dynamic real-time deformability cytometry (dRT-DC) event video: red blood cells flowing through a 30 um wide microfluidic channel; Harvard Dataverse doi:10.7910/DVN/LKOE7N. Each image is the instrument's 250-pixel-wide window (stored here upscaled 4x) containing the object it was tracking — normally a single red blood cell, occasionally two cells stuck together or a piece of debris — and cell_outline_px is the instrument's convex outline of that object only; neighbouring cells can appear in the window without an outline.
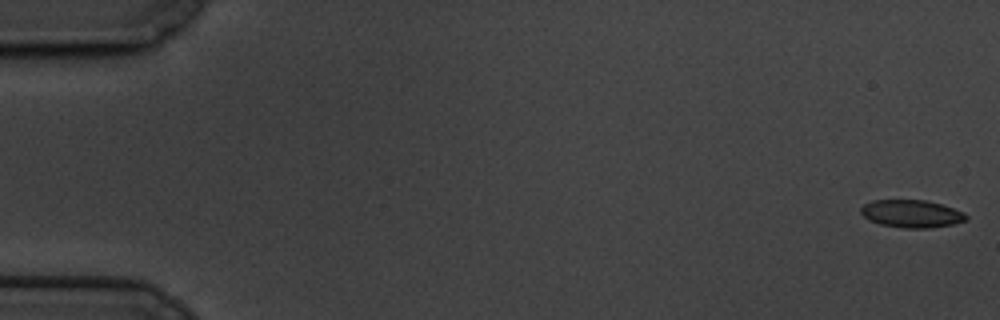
{"species": "common noctule bat (a hibernating species)", "species_latin": "Nyctalus noctula", "temperature_condition": "cold", "stored_images_in_passage": 59, "camera_frame_rate_fps": 3000, "um_per_image_px": 0.085, "animal": {"sex": "male", "body_mass_g": 19.5, "forearm_length_mm": 54.6}, "frame": {"image": 1, "passage_image": 1, "time_ms": 0.0, "image_size_px": [1000, 320], "cell_outline_px": [[968, 220], [952, 224], [928, 228], [904, 228], [880, 224], [868, 220], [860, 212], [860, 208], [864, 204], [872, 200], [924, 200], [940, 204], [964, 212], [968, 216]], "centroid_in_image_um": [77.47, 18.17], "position_along_channel_um": 7.5, "area_um2": 16.94}}
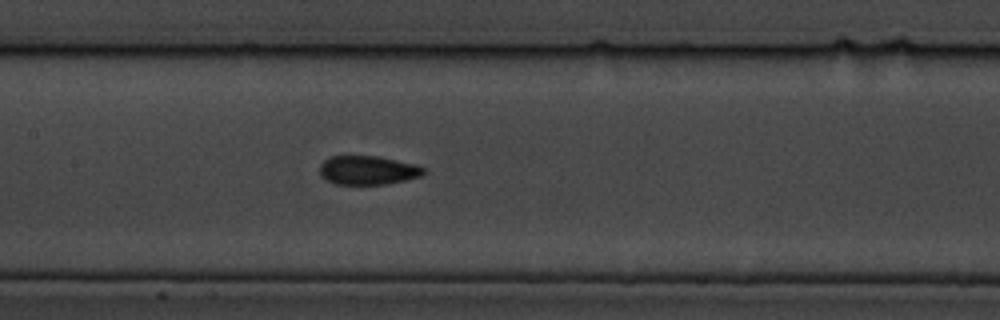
{"frame": {"image": 2, "passage_image": 29, "time_ms": 9.333, "image_size_px": [1000, 320], "cell_outline_px": [[424, 172], [420, 176], [404, 180], [384, 184], [336, 184], [320, 176], [320, 164], [328, 156], [376, 156], [416, 164], [424, 168]], "centroid_in_image_um": [31.23, 14.46], "position_along_channel_um": 176.2, "area_um2": 17.34}}
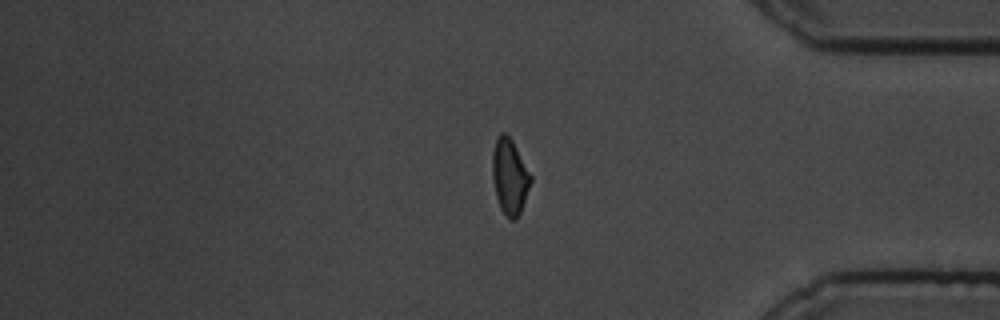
{"frame": {"image": 3, "passage_image": 50, "time_ms": 16.333, "image_size_px": [1000, 320], "cell_outline_px": [[532, 180], [520, 212], [516, 220], [508, 220], [500, 208], [496, 196], [492, 176], [492, 152], [496, 136], [500, 132], [504, 132], [512, 140], [532, 176]], "centroid_in_image_um": [43.31, 15.0], "position_along_channel_um": 391.9, "area_um2": 16.99}, "authors_computed_cell_mechanics": {"area_um2": 17.34, "velocity_mm_per_s": 3.3766, "shape_relaxation_time_tau1_ms": 7.6936, "shape_relaxation_time_tau2_ms": 1.6816, "deformation_change_tau1": 0.173, "deformation_change_tau2": 0.0678}}